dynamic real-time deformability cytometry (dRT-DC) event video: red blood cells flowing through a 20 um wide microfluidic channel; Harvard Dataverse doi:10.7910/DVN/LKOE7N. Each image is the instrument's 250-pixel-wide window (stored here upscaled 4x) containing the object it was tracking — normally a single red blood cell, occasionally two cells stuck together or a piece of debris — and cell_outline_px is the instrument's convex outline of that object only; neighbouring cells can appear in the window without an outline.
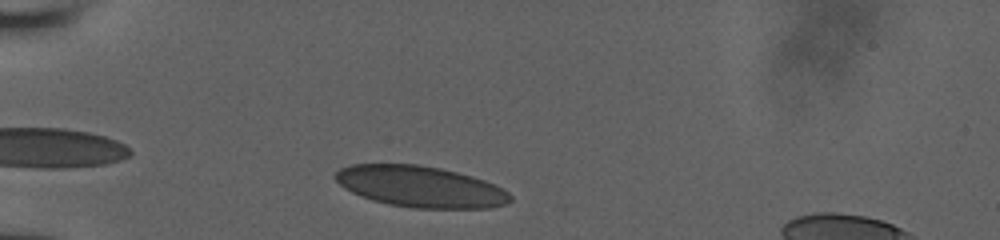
{"species": "human", "species_latin": "Homo sapiens", "temperature_condition": "room temperature", "stored_images_in_passage": 24, "camera_frame_rate_fps": 3000, "um_per_image_px": 0.085, "donor": {"sex": "male"}, "frame": {"image": 1, "passage_image": 1, "time_ms": 0.0, "image_size_px": [1000, 240], "cell_outline_px": [[512, 200], [508, 204], [488, 208], [412, 208], [388, 204], [372, 200], [360, 196], [344, 188], [332, 176], [340, 168], [352, 164], [416, 164], [440, 168], [472, 176], [484, 180], [508, 192], [512, 196]], "centroid_in_image_um": [35.71, 15.86], "position_along_channel_um": 49.3, "area_um2": 42.02}}
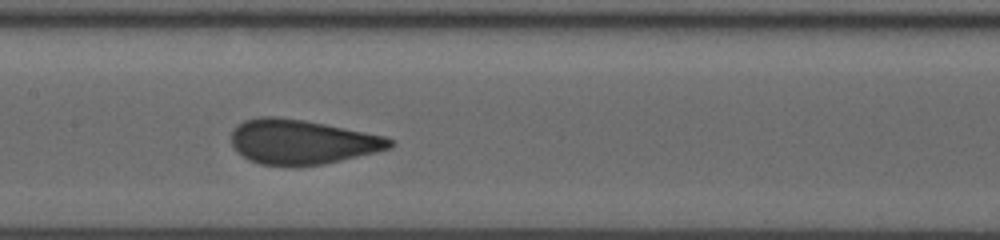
{"frame": {"image": 2, "passage_image": 10, "time_ms": 4.0, "image_size_px": [1000, 240], "cell_outline_px": [[396, 144], [392, 148], [376, 152], [324, 164], [296, 168], [260, 164], [248, 160], [236, 152], [232, 144], [232, 132], [244, 120], [264, 116], [276, 116], [304, 120], [384, 136], [396, 140]], "centroid_in_image_um": [25.67, 12.09], "position_along_channel_um": 181.7, "area_um2": 41.67}}
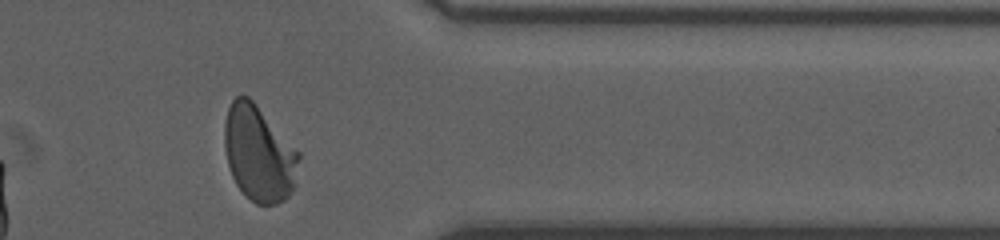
{"frame": {"image": 3, "passage_image": 23, "time_ms": 9.333, "image_size_px": [1000, 240], "cell_outline_px": [[300, 160], [296, 184], [288, 196], [284, 200], [276, 204], [256, 204], [236, 184], [232, 176], [228, 164], [224, 144], [224, 124], [228, 108], [232, 100], [236, 96], [248, 96], [256, 104], [300, 152]], "centroid_in_image_um": [22.02, 13.05], "position_along_channel_um": 389.4, "area_um2": 41.44}}